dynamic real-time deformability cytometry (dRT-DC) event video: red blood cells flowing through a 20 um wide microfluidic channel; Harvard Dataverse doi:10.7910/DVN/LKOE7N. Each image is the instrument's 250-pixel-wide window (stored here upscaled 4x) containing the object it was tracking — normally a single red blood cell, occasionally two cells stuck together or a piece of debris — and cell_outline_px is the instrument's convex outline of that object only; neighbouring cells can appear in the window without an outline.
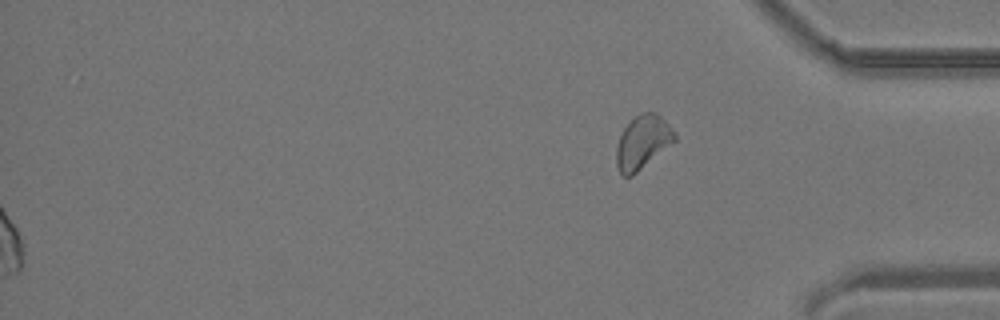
{"species": "common noctule bat (a hibernating species)", "species_latin": "Nyctalus noctula", "temperature_condition": "room temperature", "stored_images_in_passage": 32, "segment_of_instrument_passage": [2, 2], "camera_frame_rate_fps": 3000, "um_per_image_px": 0.085, "animal": {"sex": "male", "body_mass_g": 19.2, "forearm_length_mm": 51.8}, "frame": {"image": 1, "passage_image": 32, "time_ms": 10.333, "image_size_px": [1000, 320], "cell_outline_px": [[676, 140], [632, 176], [624, 176], [620, 172], [616, 164], [616, 148], [620, 136], [624, 128], [640, 112], [656, 112], [676, 132]], "centroid_in_image_um": [54.63, 12.08], "position_along_channel_um": 380.6, "area_um2": 17.92}}